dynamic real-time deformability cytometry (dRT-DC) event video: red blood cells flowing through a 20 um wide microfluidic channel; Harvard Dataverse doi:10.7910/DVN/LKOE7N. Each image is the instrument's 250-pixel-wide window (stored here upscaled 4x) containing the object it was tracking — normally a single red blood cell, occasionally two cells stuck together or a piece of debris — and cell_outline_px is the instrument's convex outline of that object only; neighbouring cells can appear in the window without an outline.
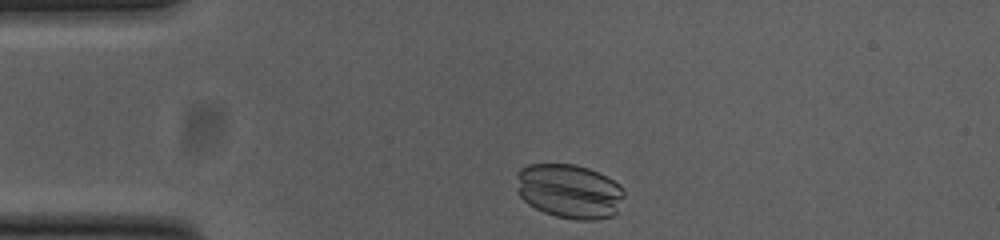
{"species": "common noctule bat (a hibernating species)", "species_latin": "Nyctalus noctula", "temperature_condition": "cold", "stored_images_in_passage": 33, "camera_frame_rate_fps": 3000, "um_per_image_px": 0.085, "animal": {"sex": "female", "body_mass_g": 23.0, "forearm_length_mm": 53.4}, "frame": {"image": 1, "passage_image": 1, "time_ms": 0.0, "image_size_px": [1000, 240], "cell_outline_px": [[624, 196], [616, 212], [612, 216], [596, 220], [576, 220], [556, 216], [544, 212], [528, 204], [516, 192], [516, 172], [520, 168], [528, 164], [576, 164], [600, 172], [608, 176], [620, 184], [624, 192]], "centroid_in_image_um": [48.38, 16.24], "position_along_channel_um": 36.6, "area_um2": 34.62}}
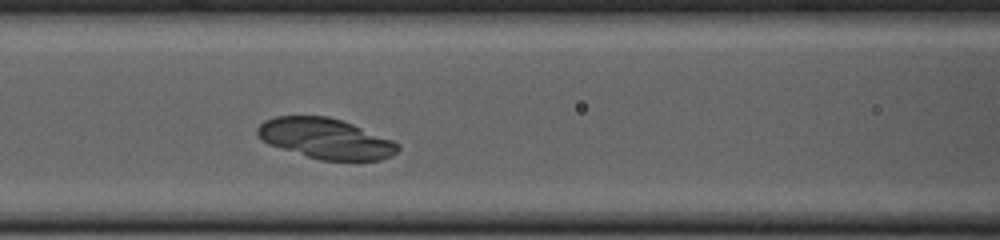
{"frame": {"image": 2, "passage_image": 12, "time_ms": 3.667, "image_size_px": [1000, 240], "cell_outline_px": [[400, 148], [392, 156], [380, 160], [320, 160], [268, 144], [256, 132], [256, 128], [264, 120], [276, 116], [328, 116], [352, 124], [392, 140], [400, 144]], "centroid_in_image_um": [27.68, 11.78], "position_along_channel_um": 138.9, "area_um2": 32.77}}